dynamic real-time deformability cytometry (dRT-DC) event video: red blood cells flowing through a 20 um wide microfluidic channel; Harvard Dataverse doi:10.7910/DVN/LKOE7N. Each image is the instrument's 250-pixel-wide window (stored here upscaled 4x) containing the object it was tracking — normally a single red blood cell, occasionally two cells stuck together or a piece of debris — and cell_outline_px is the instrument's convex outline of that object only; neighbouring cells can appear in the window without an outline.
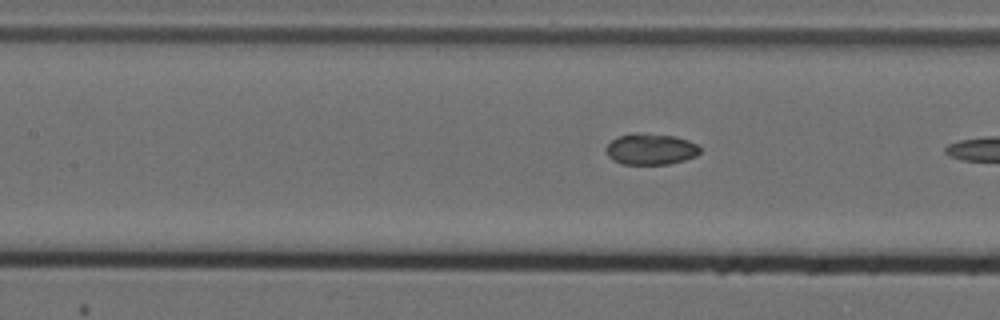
{"species": "Egyptian fruit bat (a non-hibernating species)", "species_latin": "Rousettus aegyptiacus", "temperature_condition": "cold", "stored_images_in_passage": 7, "camera_frame_rate_fps": 3000, "um_per_image_px": 0.085, "animal": {"sex": "female"}, "frame": {"image": 1, "passage_image": 7, "time_ms": 2.0, "image_size_px": [1000, 320], "cell_outline_px": [[700, 152], [696, 156], [684, 160], [668, 164], [624, 164], [612, 160], [608, 156], [604, 148], [612, 140], [620, 136], [676, 136], [688, 140], [696, 144], [700, 148]], "centroid_in_image_um": [55.33, 12.73], "position_along_channel_um": 152.1, "area_um2": 16.3}}